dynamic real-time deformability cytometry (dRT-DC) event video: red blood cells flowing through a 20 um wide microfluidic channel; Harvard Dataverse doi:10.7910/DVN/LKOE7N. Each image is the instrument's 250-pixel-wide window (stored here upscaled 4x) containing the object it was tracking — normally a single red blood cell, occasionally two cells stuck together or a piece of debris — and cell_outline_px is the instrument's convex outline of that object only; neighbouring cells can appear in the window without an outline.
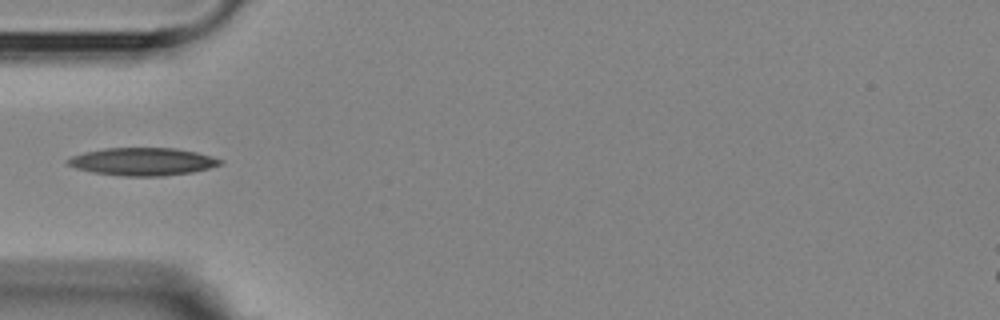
{"species": "Egyptian fruit bat (a non-hibernating species)", "species_latin": "Rousettus aegyptiacus", "temperature_condition": "room temperature", "stored_images_in_passage": 1, "camera_frame_rate_fps": 3000, "um_per_image_px": 0.085, "animal": {"sex": "female"}, "frame": {"image": 1, "passage_image": 1, "time_ms": 0.0, "image_size_px": [1000, 320], "cell_outline_px": [[224, 160], [220, 164], [208, 168], [192, 172], [164, 176], [124, 176], [92, 172], [76, 168], [68, 164], [64, 160], [72, 156], [84, 152], [104, 148], [176, 148], [196, 152]], "centroid_in_image_um": [12.09, 13.73], "position_along_channel_um": 72.9, "area_um2": 24.57}}